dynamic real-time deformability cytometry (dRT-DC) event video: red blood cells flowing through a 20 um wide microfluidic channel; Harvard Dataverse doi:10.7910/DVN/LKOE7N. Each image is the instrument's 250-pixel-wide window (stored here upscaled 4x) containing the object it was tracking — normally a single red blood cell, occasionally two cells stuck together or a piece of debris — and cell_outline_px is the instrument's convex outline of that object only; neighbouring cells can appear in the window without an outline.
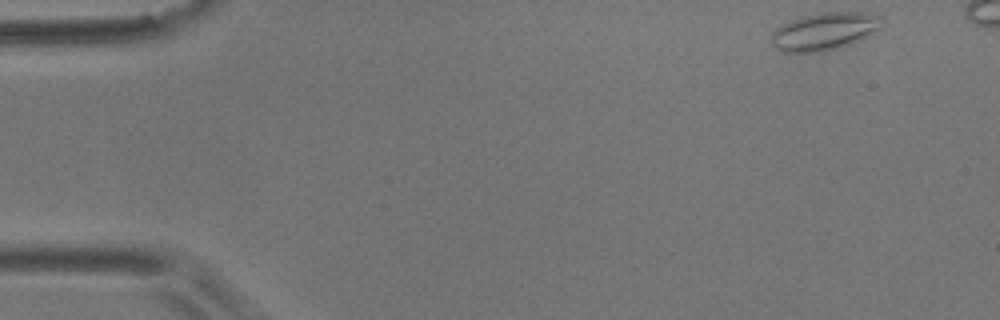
{"species": "common noctule bat (a hibernating species)", "species_latin": "Nyctalus noctula", "temperature_condition": "room temperature", "stored_images_in_passage": 49, "camera_frame_rate_fps": 3000, "um_per_image_px": 0.085, "animal": {"sex": "male", "body_mass_g": 17.9}, "frame": {"image": 1, "passage_image": 1, "time_ms": 0.0, "image_size_px": [1000, 320], "cell_outline_px": [[884, 20], [868, 36], [860, 40], [824, 52], [780, 52], [772, 48], [768, 40], [772, 32], [776, 28], [792, 20], [804, 16], [820, 12], [860, 12], [876, 16]], "centroid_in_image_um": [69.95, 2.69], "position_along_channel_um": 15.0, "area_um2": 24.1}}
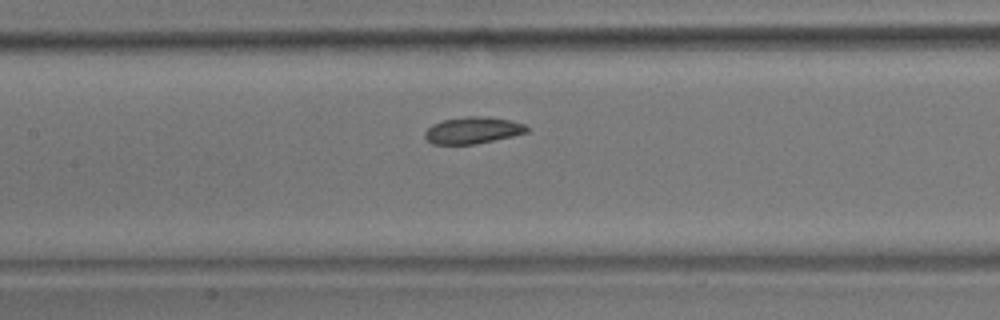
{"frame": {"image": 2, "passage_image": 23, "time_ms": 7.333, "image_size_px": [1000, 320], "cell_outline_px": [[528, 132], [512, 136], [476, 144], [432, 144], [424, 136], [424, 132], [432, 124], [444, 120], [468, 116], [488, 116], [512, 120], [524, 124], [528, 128]], "centroid_in_image_um": [40.2, 11.07], "position_along_channel_um": 167.2, "area_um2": 15.9}}
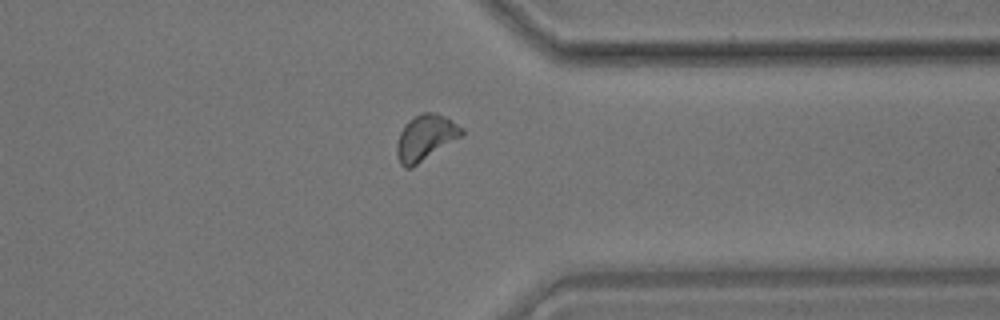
{"frame": {"image": 3, "passage_image": 41, "time_ms": 13.333, "image_size_px": [1000, 320], "cell_outline_px": [[464, 136], [412, 168], [404, 168], [400, 164], [396, 152], [396, 144], [400, 132], [404, 124], [408, 120], [424, 112], [432, 112], [444, 116], [464, 128]], "centroid_in_image_um": [36.18, 11.72], "position_along_channel_um": 375.2, "area_um2": 17.57}, "authors_computed_cell_mechanics": {"area_um2": 16.473, "velocity_mm_per_s": 3.5364, "shape_relaxation_time_tau1_ms": 7.4343, "shape_relaxation_time_tau2_ms": 2.805, "deformation_change_tau1": 0.0882, "deformation_change_tau2": 0.0841}}